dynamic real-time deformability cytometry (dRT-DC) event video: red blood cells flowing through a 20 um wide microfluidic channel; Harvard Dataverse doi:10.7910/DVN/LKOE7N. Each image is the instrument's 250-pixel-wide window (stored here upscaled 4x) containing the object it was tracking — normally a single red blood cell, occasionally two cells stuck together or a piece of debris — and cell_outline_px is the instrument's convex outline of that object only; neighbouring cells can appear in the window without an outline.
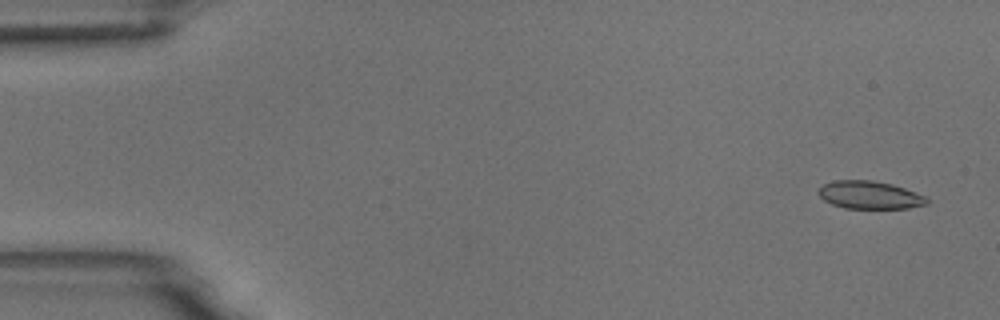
{"species": "common noctule bat (a hibernating species)", "species_latin": "Nyctalus noctula", "temperature_condition": "room temperature", "stored_images_in_passage": 26, "camera_frame_rate_fps": 3000, "um_per_image_px": 0.085, "animal": {"sex": "male", "body_mass_g": 18.8}, "frame": {"image": 1, "passage_image": 2, "time_ms": 0.333, "image_size_px": [1000, 320], "cell_outline_px": [[928, 204], [908, 208], [844, 208], [832, 204], [824, 200], [816, 192], [824, 184], [832, 180], [872, 180], [892, 184], [928, 196]], "centroid_in_image_um": [73.93, 16.57], "position_along_channel_um": 11.1, "area_um2": 17.69}}
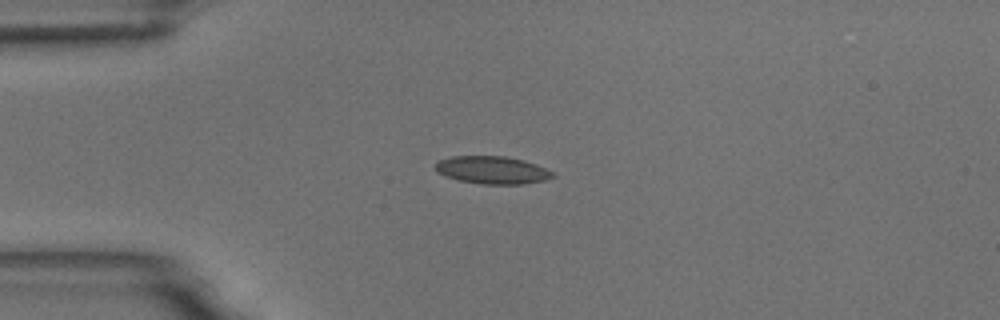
{"frame": {"image": 2, "passage_image": 13, "time_ms": 4.0, "image_size_px": [1000, 320], "cell_outline_px": [[556, 176], [548, 180], [524, 184], [480, 184], [460, 180], [436, 172], [436, 164], [440, 160], [452, 156], [504, 156], [524, 160], [536, 164], [552, 172]], "centroid_in_image_um": [41.89, 14.46], "position_along_channel_um": 43.1, "area_um2": 18.84}}
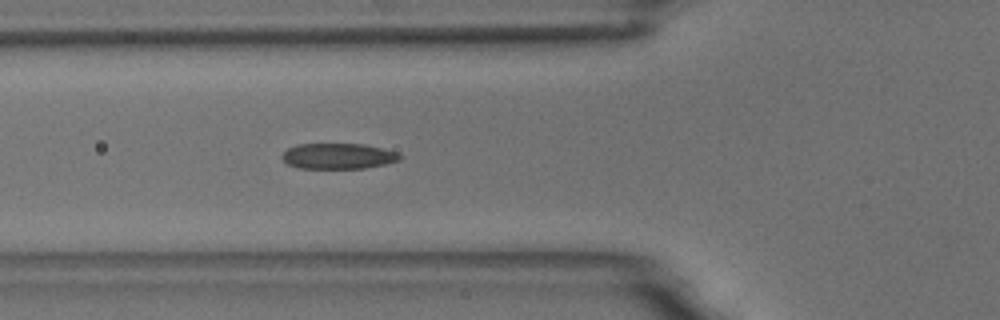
{"frame": {"image": 3, "passage_image": 19, "time_ms": 6.0, "image_size_px": [1000, 320], "cell_outline_px": [[404, 156], [400, 160], [384, 164], [364, 168], [300, 168], [288, 164], [280, 156], [288, 148], [296, 144], [364, 144], [396, 152]], "centroid_in_image_um": [28.74, 13.26], "position_along_channel_um": 97.1, "area_um2": 17.51}}